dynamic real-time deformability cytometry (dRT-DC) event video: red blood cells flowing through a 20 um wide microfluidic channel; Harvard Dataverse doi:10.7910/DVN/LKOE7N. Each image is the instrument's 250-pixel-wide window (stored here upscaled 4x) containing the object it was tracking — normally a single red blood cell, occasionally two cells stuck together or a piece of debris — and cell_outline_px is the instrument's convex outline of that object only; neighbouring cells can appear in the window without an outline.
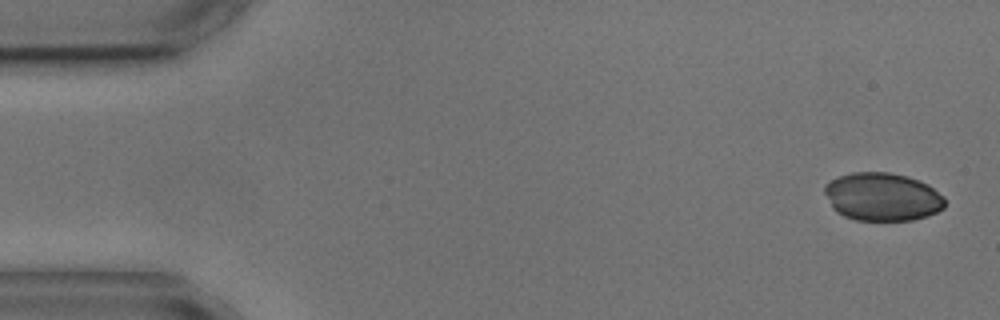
{"species": "common noctule bat (a hibernating species)", "species_latin": "Nyctalus noctula", "temperature_condition": "cold", "stored_images_in_passage": 4, "segment_of_instrument_passage": [2, 2], "camera_frame_rate_fps": 3000, "um_per_image_px": 0.085, "animal": {"sex": "male", "body_mass_g": 17.9, "forearm_length_mm": 54.2}, "frame": {"image": 1, "passage_image": 4, "time_ms": 4.667, "image_size_px": [1000, 320], "cell_outline_px": [[944, 208], [936, 212], [912, 220], [856, 220], [844, 216], [836, 212], [832, 208], [824, 192], [824, 184], [840, 176], [852, 172], [888, 172], [908, 176], [928, 184], [944, 196]], "centroid_in_image_um": [74.98, 16.72], "position_along_channel_um": 10.0, "area_um2": 33.76}}